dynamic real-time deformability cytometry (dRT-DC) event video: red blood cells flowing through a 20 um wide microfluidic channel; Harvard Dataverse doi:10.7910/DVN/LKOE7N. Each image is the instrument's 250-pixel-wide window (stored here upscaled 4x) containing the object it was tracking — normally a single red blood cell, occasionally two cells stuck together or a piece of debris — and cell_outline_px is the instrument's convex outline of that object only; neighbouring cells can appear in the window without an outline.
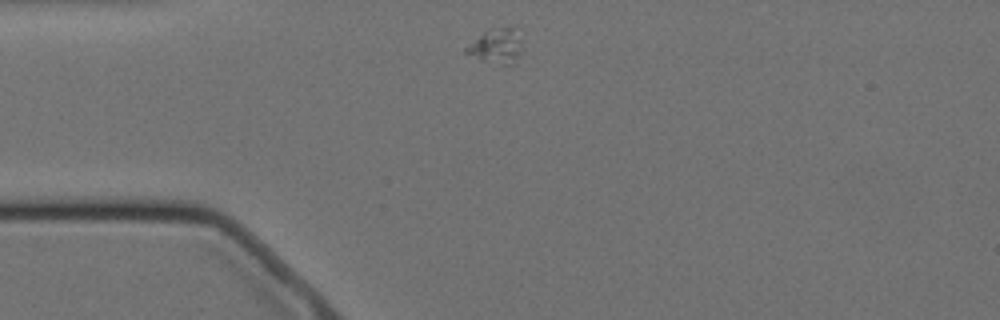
{"species": "Egyptian fruit bat (a non-hibernating species)", "species_latin": "Rousettus aegyptiacus", "temperature_condition": "cold", "stored_images_in_passage": 6, "camera_frame_rate_fps": 3000, "um_per_image_px": 0.085, "animal": {"sex": "female"}, "frame": {"image": 1, "passage_image": 1, "time_ms": 0.0, "image_size_px": [1000, 320], "cell_outline_px": [[524, 52], [516, 64], [504, 64], [480, 60], [464, 52], [464, 48], [484, 32], [500, 28], [512, 28], [524, 40]], "centroid_in_image_um": [42.29, 3.96], "position_along_channel_um": 42.7, "area_um2": 11.5}}
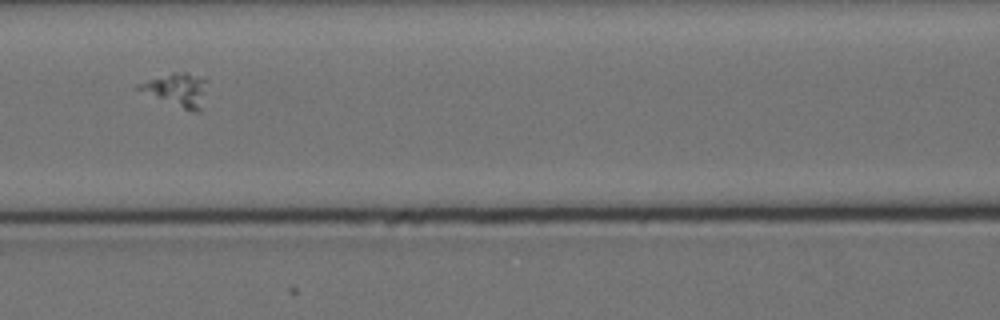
{"frame": {"image": 2, "passage_image": 4, "time_ms": 3.667, "image_size_px": [1000, 320], "cell_outline_px": [[208, 80], [200, 112], [192, 112], [132, 88], [136, 84], [172, 72], [184, 72], [204, 76]], "centroid_in_image_um": [15.06, 7.61], "position_along_channel_um": 151.5, "area_um2": 13.41}}
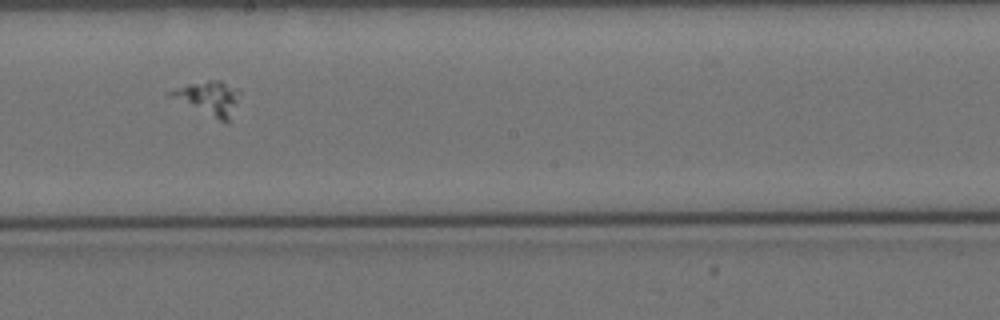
{"frame": {"image": 3, "passage_image": 6, "time_ms": 6.0, "image_size_px": [1000, 320], "cell_outline_px": [[240, 92], [228, 124], [168, 96], [168, 92], [176, 88], [188, 84], [208, 80], [220, 80], [240, 88]], "centroid_in_image_um": [17.77, 8.32], "position_along_channel_um": 230.4, "area_um2": 13.47}}